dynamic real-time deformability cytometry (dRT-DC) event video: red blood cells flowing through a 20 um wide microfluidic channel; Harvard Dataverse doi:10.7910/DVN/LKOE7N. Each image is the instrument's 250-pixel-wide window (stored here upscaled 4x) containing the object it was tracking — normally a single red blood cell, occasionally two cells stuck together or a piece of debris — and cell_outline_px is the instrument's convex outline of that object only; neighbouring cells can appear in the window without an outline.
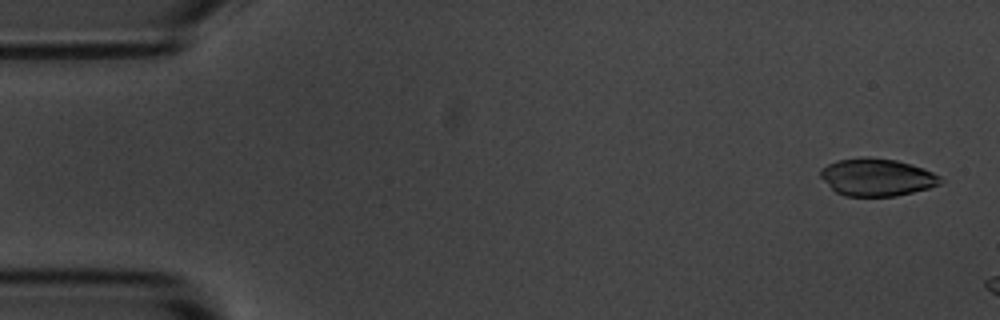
{"species": "common noctule bat (a hibernating species)", "species_latin": "Nyctalus noctula", "temperature_condition": "room temperature", "stored_images_in_passage": 8, "camera_frame_rate_fps": 3000, "um_per_image_px": 0.085, "animal": {"sex": "male", "body_mass_g": 20.1, "forearm_length_mm": 53.5}, "frame": {"image": 1, "passage_image": 2, "time_ms": 0.333, "image_size_px": [1000, 320], "cell_outline_px": [[944, 180], [940, 184], [928, 188], [896, 196], [844, 196], [836, 192], [820, 176], [820, 168], [836, 160], [864, 156], [896, 160], [912, 164], [924, 168], [940, 176]], "centroid_in_image_um": [74.53, 15.05], "position_along_channel_um": 10.5, "area_um2": 26.3}}